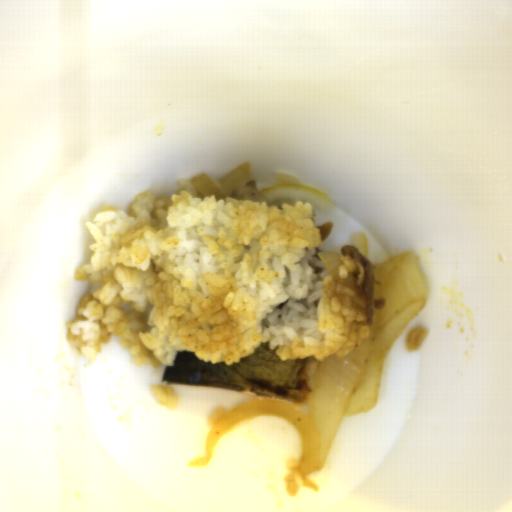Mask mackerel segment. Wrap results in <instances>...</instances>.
I'll return each instance as SVG.
<instances>
[{
  "instance_id": "obj_1",
  "label": "mackerel segment",
  "mask_w": 512,
  "mask_h": 512,
  "mask_svg": "<svg viewBox=\"0 0 512 512\" xmlns=\"http://www.w3.org/2000/svg\"><path fill=\"white\" fill-rule=\"evenodd\" d=\"M321 363L312 355L281 360L268 341L232 365L206 363L192 351H182L176 354L174 366L165 365L160 382L224 387L300 406L314 392L309 380L317 376Z\"/></svg>"
}]
</instances>
